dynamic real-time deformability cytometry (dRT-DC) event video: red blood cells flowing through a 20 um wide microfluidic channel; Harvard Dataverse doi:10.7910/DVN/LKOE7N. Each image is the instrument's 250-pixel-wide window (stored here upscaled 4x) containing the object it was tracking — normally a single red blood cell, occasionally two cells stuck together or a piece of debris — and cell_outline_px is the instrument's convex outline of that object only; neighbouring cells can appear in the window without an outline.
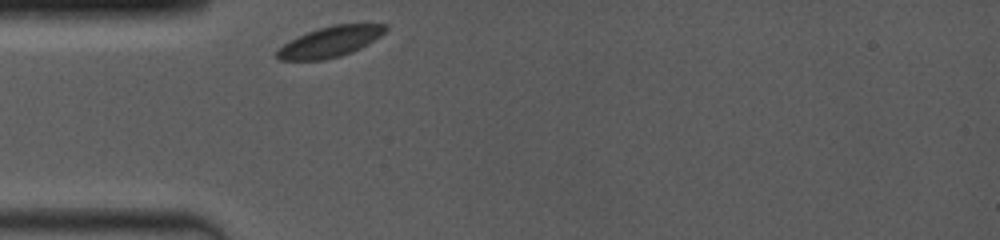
{"species": "common noctule bat (a hibernating species)", "species_latin": "Nyctalus noctula", "temperature_condition": "room temperature", "stored_images_in_passage": 45, "camera_frame_rate_fps": 4000, "um_per_image_px": 0.085, "animal": {"sex": "female", "body_mass_g": 19.0, "forearm_length_mm": 53.3}, "frame": {"image": 1, "passage_image": 1, "time_ms": 0.0, "image_size_px": [1000, 240], "cell_outline_px": [[388, 28], [380, 36], [368, 44], [352, 52], [340, 56], [324, 60], [276, 60], [276, 52], [284, 44], [308, 32], [320, 28], [336, 24], [388, 24]], "centroid_in_image_um": [28.08, 3.56], "position_along_channel_um": 56.9, "area_um2": 19.07}}
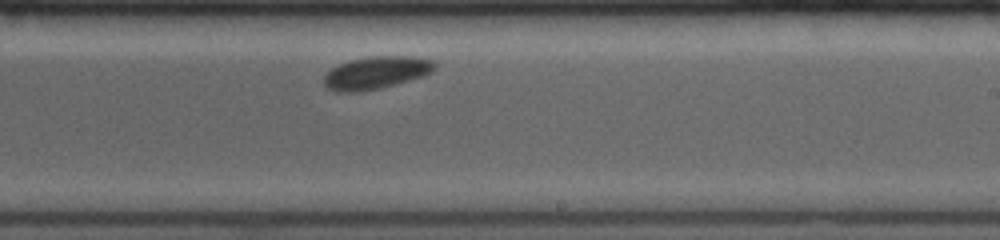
{"frame": {"image": 2, "passage_image": 26, "time_ms": 5.5, "image_size_px": [1000, 240], "cell_outline_px": [[436, 68], [424, 76], [380, 88], [356, 92], [336, 92], [328, 88], [324, 84], [324, 76], [332, 68], [348, 60], [372, 56], [416, 56], [432, 60], [436, 64]], "centroid_in_image_um": [31.98, 6.17], "position_along_channel_um": 257.0, "area_um2": 20.98}}
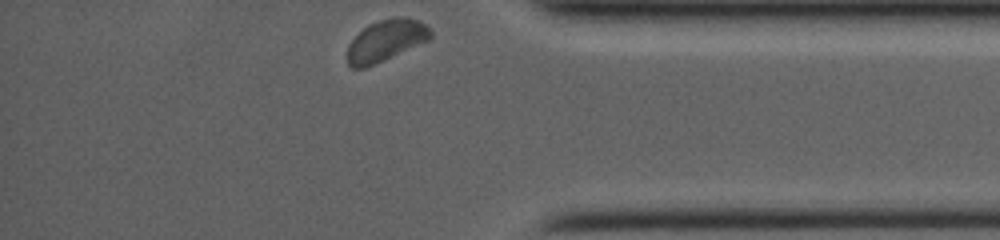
{"frame": {"image": 3, "passage_image": 45, "time_ms": 9.5, "image_size_px": [1000, 240], "cell_outline_px": [[432, 36], [428, 40], [384, 60], [364, 68], [352, 68], [348, 64], [348, 44], [368, 24], [380, 20], [396, 16], [404, 16], [420, 20], [432, 32]], "centroid_in_image_um": [32.81, 3.43], "position_along_channel_um": 402.4, "area_um2": 19.88}, "authors_computed_cell_mechanics": {"area_um2": 20.4034, "velocity_mm_per_s": 3.7403, "shape_relaxation_time_tau1_ms": 1.0955, "shape_relaxation_time_tau2_ms": 2.717, "deformation_change_tau1": 0.0413, "deformation_change_tau2": 0.0331}}